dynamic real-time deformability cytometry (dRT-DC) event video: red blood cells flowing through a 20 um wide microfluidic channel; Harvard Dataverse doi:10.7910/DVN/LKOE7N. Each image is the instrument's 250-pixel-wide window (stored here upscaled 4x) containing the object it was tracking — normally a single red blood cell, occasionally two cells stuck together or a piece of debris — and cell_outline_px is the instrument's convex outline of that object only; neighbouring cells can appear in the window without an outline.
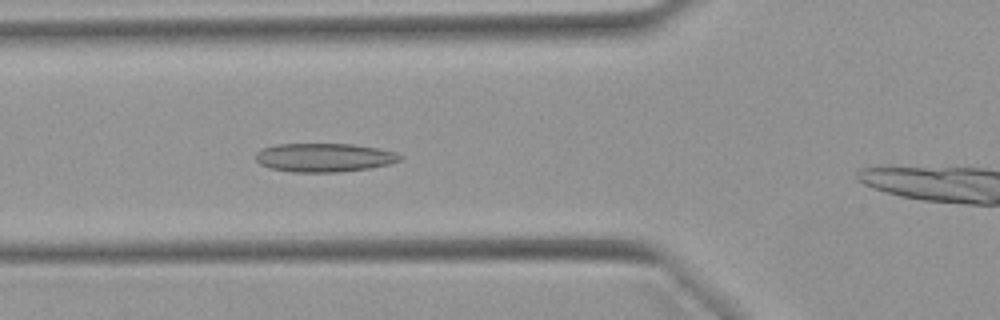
{"species": "Egyptian fruit bat (a non-hibernating species)", "species_latin": "Rousettus aegyptiacus", "temperature_condition": "warm", "stored_images_in_passage": 34, "camera_frame_rate_fps": 3000, "um_per_image_px": 0.085, "animal": {"sex": "female"}, "frame": {"image": 1, "passage_image": 10, "time_ms": 3.0, "image_size_px": [1000, 320], "cell_outline_px": [[404, 156], [400, 160], [388, 164], [372, 168], [340, 172], [292, 172], [268, 168], [260, 164], [256, 160], [256, 152], [260, 148], [276, 144], [352, 144], [376, 148], [396, 152]], "centroid_in_image_um": [27.53, 13.39], "position_along_channel_um": 98.3, "area_um2": 24.33}}
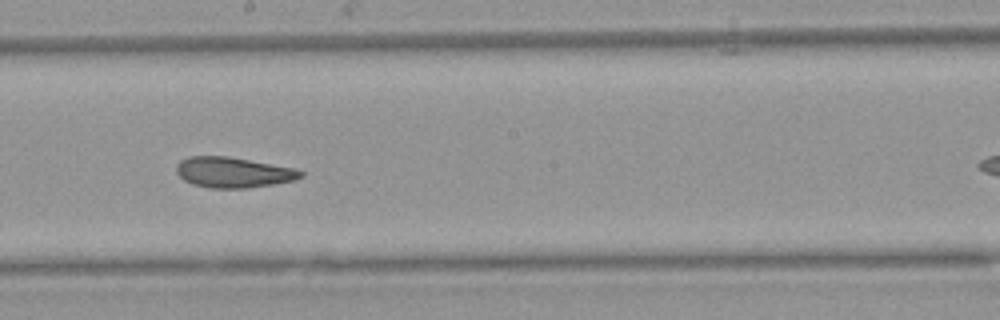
{"frame": {"image": 2, "passage_image": 20, "time_ms": 6.333, "image_size_px": [1000, 320], "cell_outline_px": [[304, 176], [296, 180], [248, 188], [208, 188], [192, 184], [184, 180], [176, 172], [176, 164], [180, 160], [188, 156], [228, 156], [296, 168], [304, 172]], "centroid_in_image_um": [19.83, 14.65], "position_along_channel_um": 228.4, "area_um2": 22.31}}
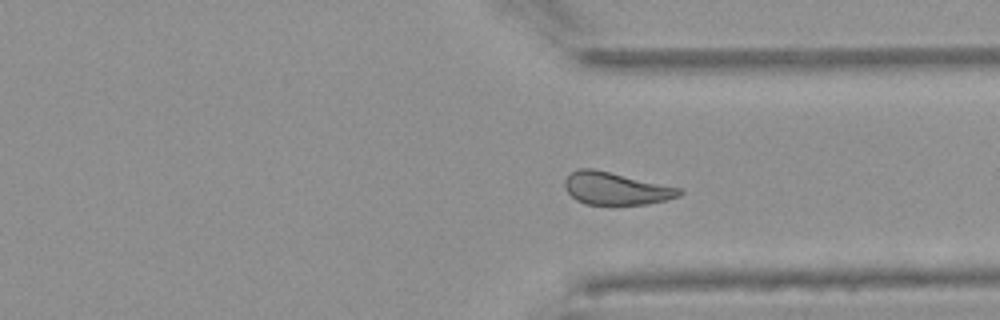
{"frame": {"image": 3, "passage_image": 30, "time_ms": 9.667, "image_size_px": [1000, 320], "cell_outline_px": [[684, 192], [680, 196], [668, 200], [648, 204], [584, 204], [576, 200], [568, 192], [564, 184], [564, 180], [572, 172], [580, 168], [592, 168], [684, 188]], "centroid_in_image_um": [52.42, 16.02], "position_along_channel_um": 359.0, "area_um2": 21.85}}